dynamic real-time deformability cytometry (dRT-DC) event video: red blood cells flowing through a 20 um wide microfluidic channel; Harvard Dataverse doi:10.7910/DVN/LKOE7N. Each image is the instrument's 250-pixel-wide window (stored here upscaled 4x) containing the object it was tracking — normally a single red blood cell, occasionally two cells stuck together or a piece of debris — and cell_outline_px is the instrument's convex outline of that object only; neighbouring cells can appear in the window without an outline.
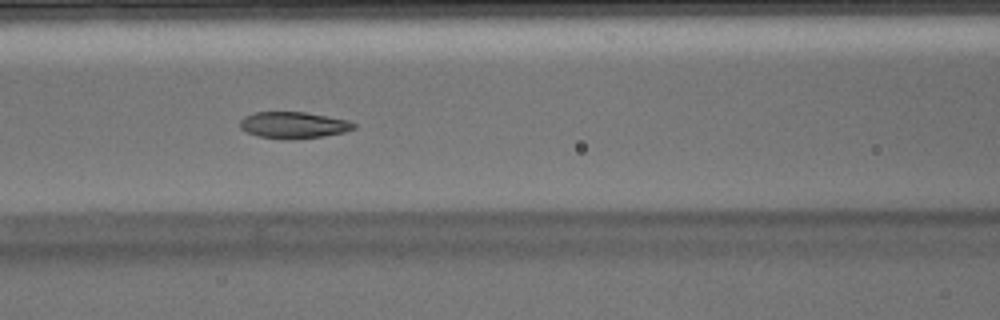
{"species": "Egyptian fruit bat (a non-hibernating species)", "species_latin": "Rousettus aegyptiacus", "temperature_condition": "warm", "stored_images_in_passage": 49, "camera_frame_rate_fps": 3000, "um_per_image_px": 0.085, "animal": {"sex": "male"}, "frame": {"image": 1, "passage_image": 20, "time_ms": 6.333, "image_size_px": [1000, 320], "cell_outline_px": [[356, 128], [344, 132], [324, 136], [288, 140], [284, 140], [256, 136], [240, 128], [240, 120], [244, 116], [252, 112], [304, 112], [348, 120], [356, 124]], "centroid_in_image_um": [24.92, 10.64], "position_along_channel_um": 141.7, "area_um2": 17.74}}
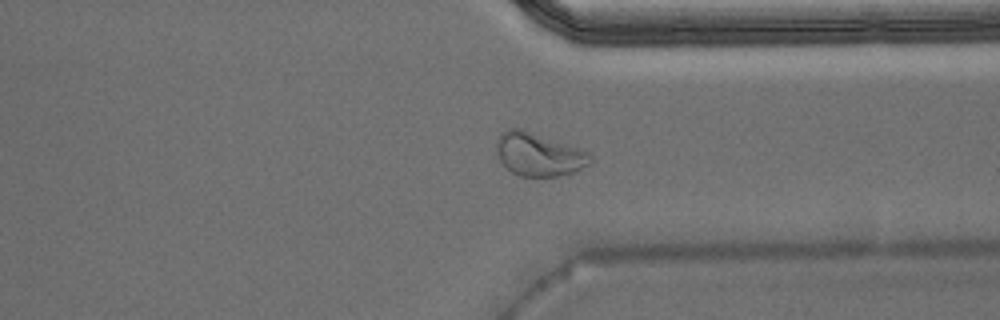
{"frame": {"image": 2, "passage_image": 37, "time_ms": 12.0, "image_size_px": [1000, 320], "cell_outline_px": [[592, 160], [588, 164], [572, 172], [556, 176], [520, 176], [512, 172], [500, 160], [496, 148], [496, 140], [500, 132], [508, 128], [520, 128], [580, 148], [588, 152], [592, 156]], "centroid_in_image_um": [45.76, 13.1], "position_along_channel_um": 365.6, "area_um2": 23.41}}
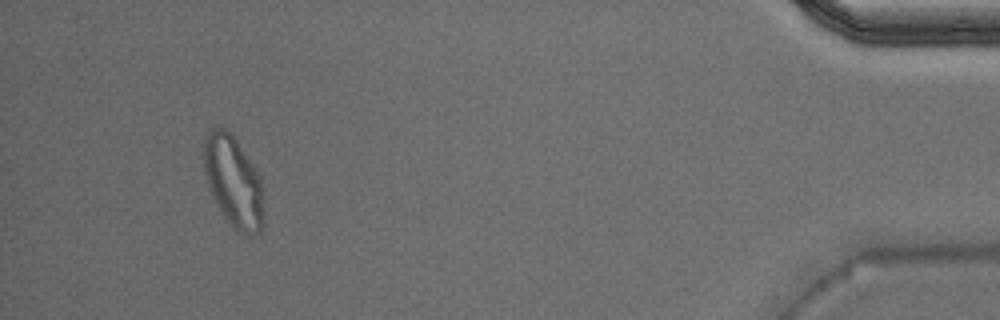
{"frame": {"image": 3, "passage_image": 46, "time_ms": 15.0, "image_size_px": [1000, 320], "cell_outline_px": [[264, 224], [260, 232], [256, 236], [248, 236], [240, 232], [224, 216], [208, 188], [204, 172], [204, 136], [212, 128], [224, 128], [236, 140], [260, 176]], "centroid_in_image_um": [19.84, 15.46], "position_along_channel_um": 415.4, "area_um2": 31.44}, "authors_computed_cell_mechanics": {"area_um2": 18.5538, "velocity_mm_per_s": 3.9592, "shape_relaxation_time_tau1_ms": 6.0129, "shape_relaxation_time_tau2_ms": 1.1687, "deformation_change_tau1": 0.2243, "deformation_change_tau2": 0.0744}}